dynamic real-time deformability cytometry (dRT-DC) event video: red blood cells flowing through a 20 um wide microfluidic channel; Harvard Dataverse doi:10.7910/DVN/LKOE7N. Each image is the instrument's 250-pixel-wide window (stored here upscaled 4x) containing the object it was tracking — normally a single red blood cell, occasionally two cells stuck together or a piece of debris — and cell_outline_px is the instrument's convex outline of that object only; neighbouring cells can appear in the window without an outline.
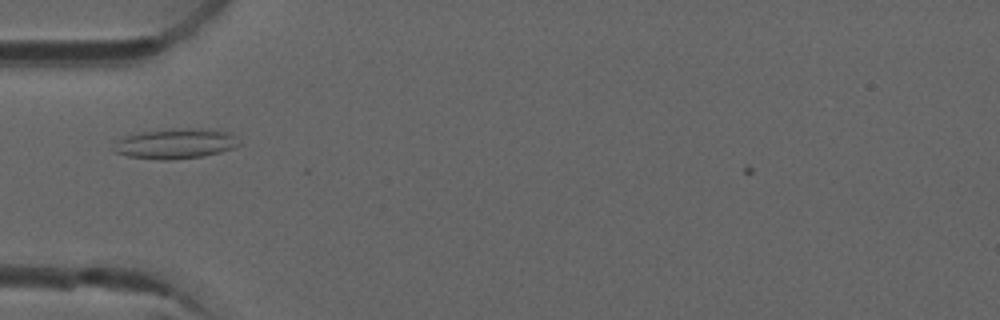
{"species": "common noctule bat (a hibernating species)", "species_latin": "Nyctalus noctula", "temperature_condition": "room temperature", "stored_images_in_passage": 4, "camera_frame_rate_fps": 3000, "um_per_image_px": 0.085, "animal": {"sex": "male", "forearm_length_mm": 52.5}, "frame": {"image": 1, "passage_image": 1, "time_ms": 0.0, "image_size_px": [1000, 320], "cell_outline_px": [[240, 144], [232, 148], [220, 152], [204, 156], [168, 160], [160, 160], [128, 156], [116, 152], [112, 148], [124, 136], [140, 132], [172, 128], [200, 128], [232, 132]], "centroid_in_image_um": [14.94, 12.2], "position_along_channel_um": 70.1, "area_um2": 22.02}}